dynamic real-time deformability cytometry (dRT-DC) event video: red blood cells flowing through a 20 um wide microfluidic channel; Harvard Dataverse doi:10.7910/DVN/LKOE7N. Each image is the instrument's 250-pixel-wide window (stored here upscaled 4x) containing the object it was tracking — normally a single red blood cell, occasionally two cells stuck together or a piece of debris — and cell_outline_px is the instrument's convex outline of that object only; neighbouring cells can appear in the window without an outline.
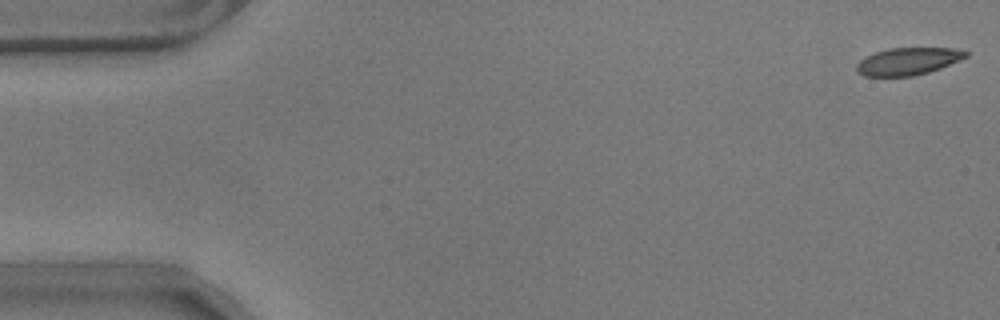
{"species": "common noctule bat (a hibernating species)", "species_latin": "Nyctalus noctula", "temperature_condition": "warm", "stored_images_in_passage": 57, "camera_frame_rate_fps": 3000, "um_per_image_px": 0.085, "animal": {"sex": "male", "body_mass_g": 17.9}, "frame": {"image": 1, "passage_image": 1, "time_ms": 0.0, "image_size_px": [1000, 320], "cell_outline_px": [[968, 56], [940, 68], [928, 72], [912, 76], [864, 76], [856, 72], [856, 64], [864, 56], [888, 48], [952, 48], [968, 52]], "centroid_in_image_um": [77.13, 5.21], "position_along_channel_um": 7.9, "area_um2": 17.34}}
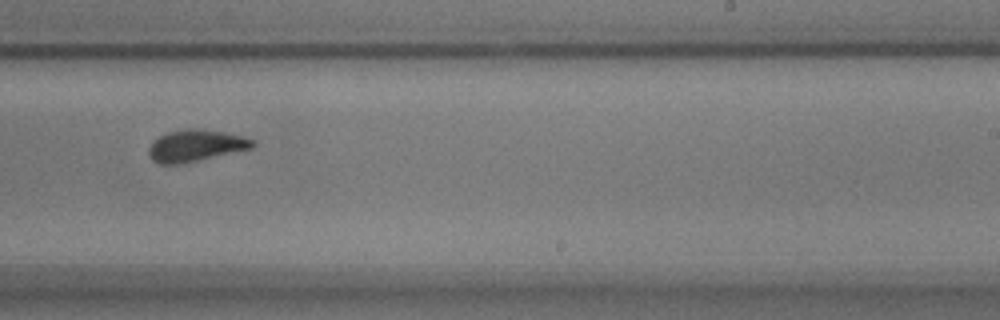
{"frame": {"image": 2, "passage_image": 35, "time_ms": 11.333, "image_size_px": [1000, 320], "cell_outline_px": [[256, 144], [252, 148], [196, 160], [176, 164], [160, 164], [152, 160], [148, 156], [148, 148], [160, 136], [168, 132], [188, 128], [224, 132], [244, 136], [256, 140]], "centroid_in_image_um": [16.65, 12.37], "position_along_channel_um": 272.4, "area_um2": 18.84}}
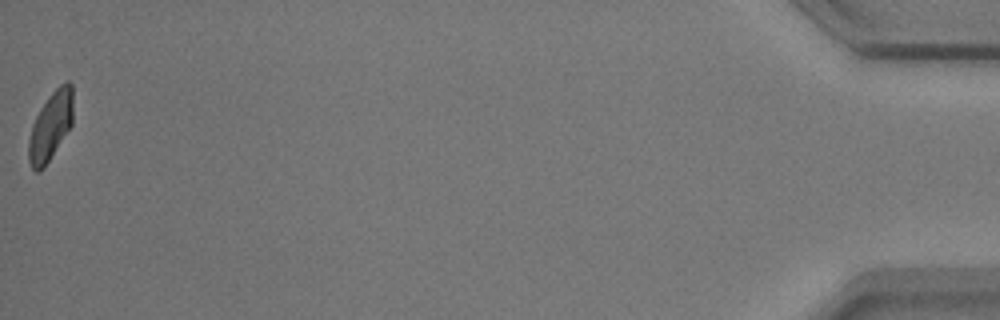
{"frame": {"image": 3, "passage_image": 57, "time_ms": 18.667, "image_size_px": [1000, 320], "cell_outline_px": [[72, 124], [44, 168], [40, 172], [36, 172], [32, 168], [28, 160], [28, 140], [32, 124], [40, 108], [52, 92], [60, 84], [68, 80], [72, 84]], "centroid_in_image_um": [4.28, 10.73], "position_along_channel_um": 430.9, "area_um2": 17.69}, "authors_computed_cell_mechanics": {"area_um2": 18.785, "velocity_mm_per_s": 3.5203, "shape_relaxation_time_tau1_ms": 3.378, "shape_relaxation_time_tau2_ms": 1.0747, "deformation_change_tau1": 0.125, "deformation_change_tau2": 0.0805}}